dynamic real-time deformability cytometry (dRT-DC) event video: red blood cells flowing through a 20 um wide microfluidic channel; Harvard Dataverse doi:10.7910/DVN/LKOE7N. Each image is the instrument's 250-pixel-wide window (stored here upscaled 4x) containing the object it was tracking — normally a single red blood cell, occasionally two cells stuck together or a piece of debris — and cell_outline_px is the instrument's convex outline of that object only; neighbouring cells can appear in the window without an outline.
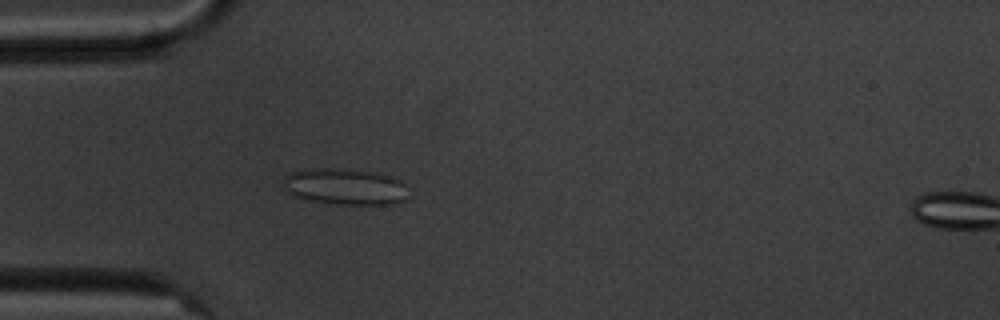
{"species": "common noctule bat (a hibernating species)", "species_latin": "Nyctalus noctula", "temperature_condition": "cold", "stored_images_in_passage": 5, "camera_frame_rate_fps": 3000, "um_per_image_px": 0.085, "animal": {"sex": "male", "body_mass_g": 20.1, "forearm_length_mm": 53.5}, "frame": {"image": 1, "passage_image": 4, "time_ms": 4.333, "image_size_px": [1000, 320], "cell_outline_px": [[404, 200], [396, 204], [328, 204], [292, 196], [280, 188], [284, 176], [292, 172], [304, 168], [328, 168], [368, 172], [388, 176], [400, 180], [404, 184]], "centroid_in_image_um": [29.18, 15.88], "position_along_channel_um": 55.8, "area_um2": 26.41}}